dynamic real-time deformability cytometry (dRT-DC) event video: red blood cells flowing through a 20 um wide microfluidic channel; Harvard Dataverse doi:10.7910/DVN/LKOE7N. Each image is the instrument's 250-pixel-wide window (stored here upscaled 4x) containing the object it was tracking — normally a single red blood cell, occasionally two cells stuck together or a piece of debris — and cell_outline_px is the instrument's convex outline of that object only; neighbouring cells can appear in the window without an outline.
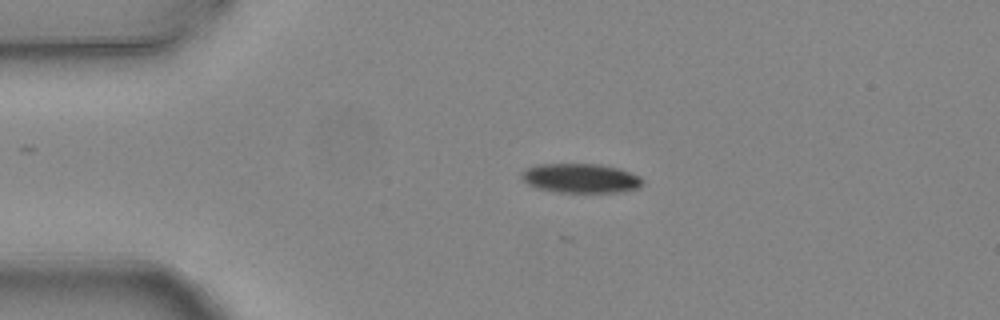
{"species": "common noctule bat (a hibernating species)", "species_latin": "Nyctalus noctula", "temperature_condition": "warm", "stored_images_in_passage": 2, "camera_frame_rate_fps": 3000, "um_per_image_px": 0.085, "animal": {"sex": "female", "body_mass_g": 24.6, "forearm_length_mm": 56.2}, "frame": {"image": 1, "passage_image": 1, "time_ms": 0.0, "image_size_px": [1000, 320], "cell_outline_px": [[644, 184], [640, 188], [624, 192], [556, 192], [536, 188], [528, 184], [520, 176], [520, 172], [536, 164], [600, 164], [616, 168], [640, 176], [644, 180]], "centroid_in_image_um": [49.37, 15.16], "position_along_channel_um": 35.6, "area_um2": 20.87}}